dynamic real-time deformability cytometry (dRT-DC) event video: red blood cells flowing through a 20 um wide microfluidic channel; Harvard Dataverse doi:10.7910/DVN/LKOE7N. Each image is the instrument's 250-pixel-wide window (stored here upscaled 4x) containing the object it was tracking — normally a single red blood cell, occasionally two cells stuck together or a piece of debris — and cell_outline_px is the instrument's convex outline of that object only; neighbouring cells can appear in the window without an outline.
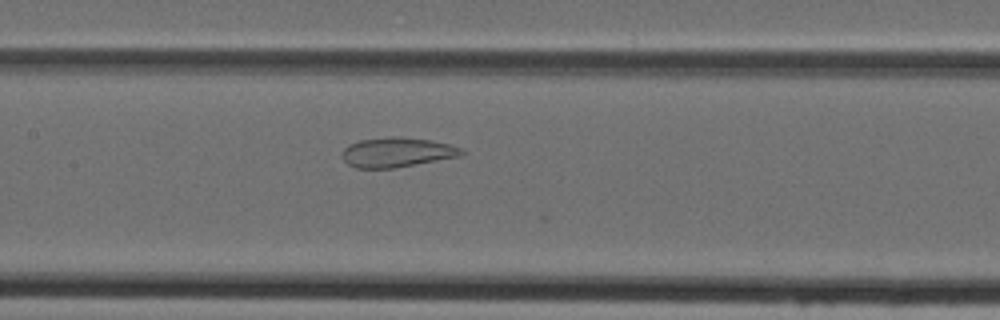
{"species": "Egyptian fruit bat (a non-hibernating species)", "species_latin": "Rousettus aegyptiacus", "temperature_condition": "cold", "stored_images_in_passage": 45, "camera_frame_rate_fps": 3000, "um_per_image_px": 0.085, "animal": {"sex": "female"}, "frame": {"image": 1, "passage_image": 20, "time_ms": 6.333, "image_size_px": [1000, 320], "cell_outline_px": [[464, 152], [460, 156], [392, 168], [356, 168], [348, 164], [340, 156], [344, 148], [348, 144], [360, 140], [392, 136], [432, 140], [448, 144], [460, 148]], "centroid_in_image_um": [33.68, 12.94], "position_along_channel_um": 173.7, "area_um2": 20.46}}
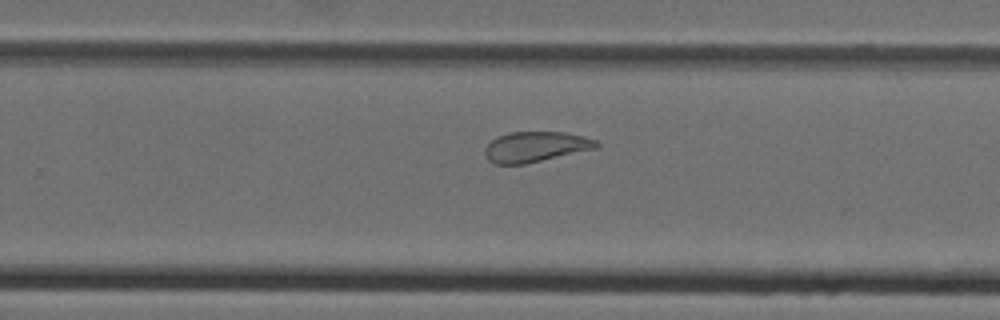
{"frame": {"image": 2, "passage_image": 28, "time_ms": 9.0, "image_size_px": [1000, 320], "cell_outline_px": [[600, 148], [524, 164], [496, 164], [488, 160], [484, 152], [484, 148], [496, 136], [508, 132], [568, 132], [584, 136], [596, 140], [600, 144]], "centroid_in_image_um": [45.56, 12.47], "position_along_channel_um": 284.2, "area_um2": 20.0}}
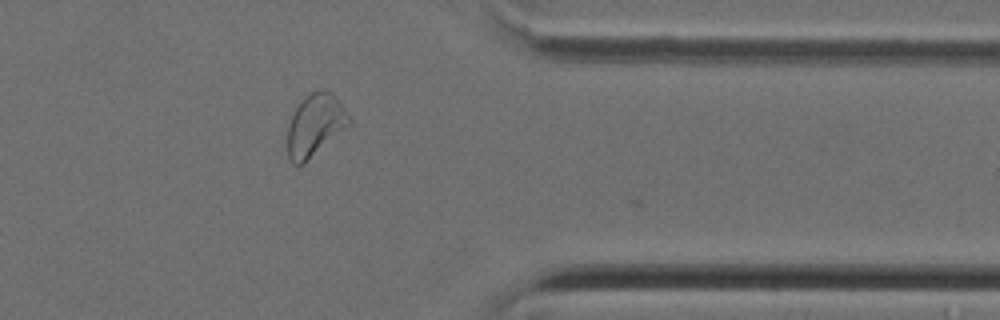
{"frame": {"image": 3, "passage_image": 36, "time_ms": 11.667, "image_size_px": [1000, 320], "cell_outline_px": [[352, 120], [348, 124], [304, 164], [292, 164], [288, 160], [288, 124], [300, 100], [316, 88], [324, 88], [332, 92], [336, 96]], "centroid_in_image_um": [26.76, 10.59], "position_along_channel_um": 384.6, "area_um2": 22.14}}